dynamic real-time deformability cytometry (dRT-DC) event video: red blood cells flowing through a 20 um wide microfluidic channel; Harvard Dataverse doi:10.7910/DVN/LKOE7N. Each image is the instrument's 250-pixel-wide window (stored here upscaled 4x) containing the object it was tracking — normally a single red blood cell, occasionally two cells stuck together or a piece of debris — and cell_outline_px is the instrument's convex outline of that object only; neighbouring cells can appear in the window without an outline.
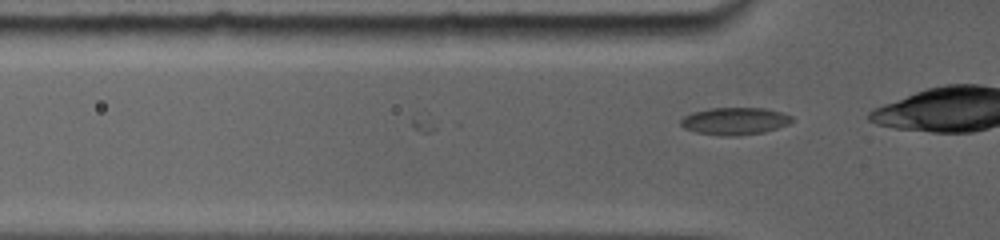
{"species": "common noctule bat (a hibernating species)", "species_latin": "Nyctalus noctula", "temperature_condition": "room temperature", "stored_images_in_passage": 36, "camera_frame_rate_fps": 5000, "um_per_image_px": 0.085, "animal": {"sex": "female", "body_mass_g": 19.0, "forearm_length_mm": 56.7}, "frame": {"image": 1, "passage_image": 3, "time_ms": 0.4, "image_size_px": [1000, 240], "cell_outline_px": [[792, 120], [788, 124], [776, 128], [760, 132], [696, 132], [680, 124], [680, 120], [684, 116], [692, 112], [712, 108], [764, 108], [780, 112], [792, 116]], "centroid_in_image_um": [62.47, 10.21], "position_along_channel_um": 63.3, "area_um2": 16.24}}